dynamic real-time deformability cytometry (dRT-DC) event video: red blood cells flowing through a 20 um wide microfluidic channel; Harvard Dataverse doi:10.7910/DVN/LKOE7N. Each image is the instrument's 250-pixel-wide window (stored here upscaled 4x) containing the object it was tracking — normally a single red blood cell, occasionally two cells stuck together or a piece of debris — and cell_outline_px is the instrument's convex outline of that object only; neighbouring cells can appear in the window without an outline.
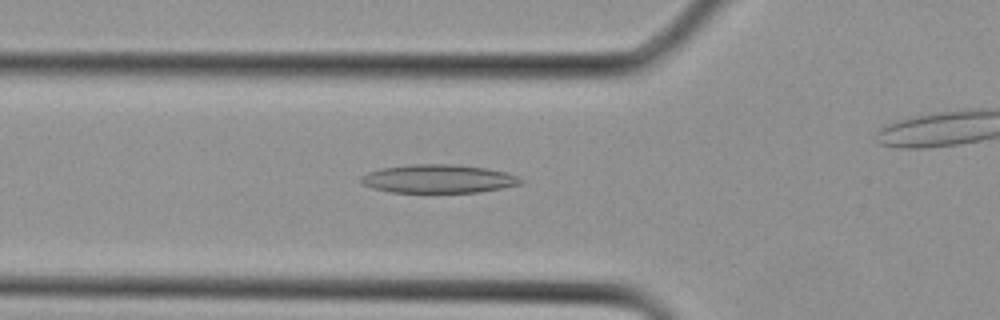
{"species": "Egyptian fruit bat (a non-hibernating species)", "species_latin": "Rousettus aegyptiacus", "temperature_condition": "cold", "stored_images_in_passage": 12, "camera_frame_rate_fps": 3000, "um_per_image_px": 0.085, "animal": {"sex": "female"}, "frame": {"image": 1, "passage_image": 7, "time_ms": 2.0, "image_size_px": [1000, 320], "cell_outline_px": [[524, 180], [520, 184], [480, 192], [392, 192], [372, 188], [364, 184], [360, 180], [360, 176], [368, 172], [380, 168], [412, 164], [452, 164], [488, 168], [508, 172]], "centroid_in_image_um": [37.26, 15.19], "position_along_channel_um": 88.5, "area_um2": 26.47}}
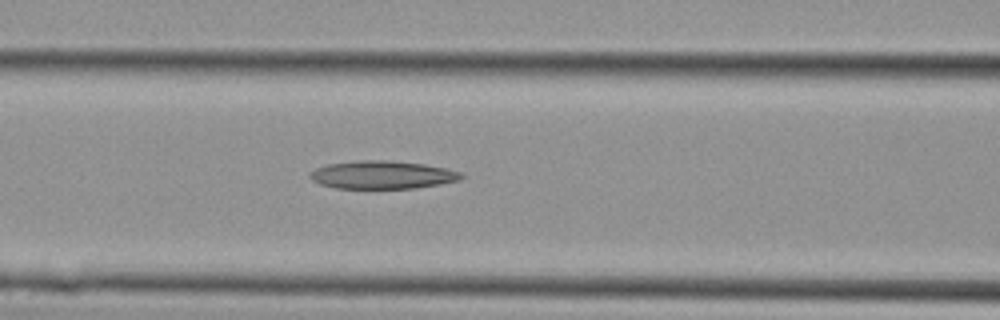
{"frame": {"image": 2, "passage_image": 9, "time_ms": 2.667, "image_size_px": [1000, 320], "cell_outline_px": [[464, 176], [460, 180], [440, 184], [416, 188], [336, 188], [320, 184], [312, 180], [308, 176], [308, 172], [316, 168], [328, 164], [356, 160], [388, 160], [424, 164], [444, 168], [460, 172]], "centroid_in_image_um": [32.46, 14.86], "position_along_channel_um": 134.1, "area_um2": 24.74}}